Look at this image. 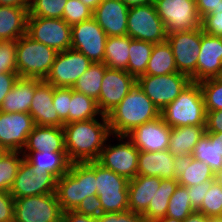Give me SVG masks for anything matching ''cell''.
Wrapping results in <instances>:
<instances>
[{"label": "cell", "mask_w": 222, "mask_h": 222, "mask_svg": "<svg viewBox=\"0 0 222 222\" xmlns=\"http://www.w3.org/2000/svg\"><path fill=\"white\" fill-rule=\"evenodd\" d=\"M178 72L168 41L154 44L144 75L163 76Z\"/></svg>", "instance_id": "obj_32"}, {"label": "cell", "mask_w": 222, "mask_h": 222, "mask_svg": "<svg viewBox=\"0 0 222 222\" xmlns=\"http://www.w3.org/2000/svg\"><path fill=\"white\" fill-rule=\"evenodd\" d=\"M22 155L32 171L51 173L57 179L66 174L72 164L66 152L22 151Z\"/></svg>", "instance_id": "obj_25"}, {"label": "cell", "mask_w": 222, "mask_h": 222, "mask_svg": "<svg viewBox=\"0 0 222 222\" xmlns=\"http://www.w3.org/2000/svg\"><path fill=\"white\" fill-rule=\"evenodd\" d=\"M24 160L22 152L6 151L0 159V190L9 192L14 179L17 175L18 168Z\"/></svg>", "instance_id": "obj_38"}, {"label": "cell", "mask_w": 222, "mask_h": 222, "mask_svg": "<svg viewBox=\"0 0 222 222\" xmlns=\"http://www.w3.org/2000/svg\"><path fill=\"white\" fill-rule=\"evenodd\" d=\"M160 115L171 128L205 126L206 110L199 82L192 81Z\"/></svg>", "instance_id": "obj_3"}, {"label": "cell", "mask_w": 222, "mask_h": 222, "mask_svg": "<svg viewBox=\"0 0 222 222\" xmlns=\"http://www.w3.org/2000/svg\"><path fill=\"white\" fill-rule=\"evenodd\" d=\"M5 152H6V150L3 149L2 147H0V159Z\"/></svg>", "instance_id": "obj_64"}, {"label": "cell", "mask_w": 222, "mask_h": 222, "mask_svg": "<svg viewBox=\"0 0 222 222\" xmlns=\"http://www.w3.org/2000/svg\"><path fill=\"white\" fill-rule=\"evenodd\" d=\"M55 193L62 212L78 207L82 201L81 162L72 163L69 171L57 179Z\"/></svg>", "instance_id": "obj_23"}, {"label": "cell", "mask_w": 222, "mask_h": 222, "mask_svg": "<svg viewBox=\"0 0 222 222\" xmlns=\"http://www.w3.org/2000/svg\"><path fill=\"white\" fill-rule=\"evenodd\" d=\"M19 78L18 73L4 72L0 74V107L5 96L13 88L16 80Z\"/></svg>", "instance_id": "obj_54"}, {"label": "cell", "mask_w": 222, "mask_h": 222, "mask_svg": "<svg viewBox=\"0 0 222 222\" xmlns=\"http://www.w3.org/2000/svg\"><path fill=\"white\" fill-rule=\"evenodd\" d=\"M101 116L97 102L71 88V103L69 106V123L75 121H85Z\"/></svg>", "instance_id": "obj_36"}, {"label": "cell", "mask_w": 222, "mask_h": 222, "mask_svg": "<svg viewBox=\"0 0 222 222\" xmlns=\"http://www.w3.org/2000/svg\"><path fill=\"white\" fill-rule=\"evenodd\" d=\"M197 61V82L215 78L222 68V37L205 34L201 27V48Z\"/></svg>", "instance_id": "obj_22"}, {"label": "cell", "mask_w": 222, "mask_h": 222, "mask_svg": "<svg viewBox=\"0 0 222 222\" xmlns=\"http://www.w3.org/2000/svg\"><path fill=\"white\" fill-rule=\"evenodd\" d=\"M62 218L65 222H100L98 217L86 216L75 210L62 212Z\"/></svg>", "instance_id": "obj_55"}, {"label": "cell", "mask_w": 222, "mask_h": 222, "mask_svg": "<svg viewBox=\"0 0 222 222\" xmlns=\"http://www.w3.org/2000/svg\"><path fill=\"white\" fill-rule=\"evenodd\" d=\"M67 0H31L28 17L62 19Z\"/></svg>", "instance_id": "obj_41"}, {"label": "cell", "mask_w": 222, "mask_h": 222, "mask_svg": "<svg viewBox=\"0 0 222 222\" xmlns=\"http://www.w3.org/2000/svg\"><path fill=\"white\" fill-rule=\"evenodd\" d=\"M179 163L180 160L169 150L139 151L137 175L156 176L161 179L177 178Z\"/></svg>", "instance_id": "obj_21"}, {"label": "cell", "mask_w": 222, "mask_h": 222, "mask_svg": "<svg viewBox=\"0 0 222 222\" xmlns=\"http://www.w3.org/2000/svg\"><path fill=\"white\" fill-rule=\"evenodd\" d=\"M178 72L197 82V61L201 48V28L167 35Z\"/></svg>", "instance_id": "obj_9"}, {"label": "cell", "mask_w": 222, "mask_h": 222, "mask_svg": "<svg viewBox=\"0 0 222 222\" xmlns=\"http://www.w3.org/2000/svg\"><path fill=\"white\" fill-rule=\"evenodd\" d=\"M71 88L54 87L53 105L64 124L69 123Z\"/></svg>", "instance_id": "obj_46"}, {"label": "cell", "mask_w": 222, "mask_h": 222, "mask_svg": "<svg viewBox=\"0 0 222 222\" xmlns=\"http://www.w3.org/2000/svg\"><path fill=\"white\" fill-rule=\"evenodd\" d=\"M57 178L51 173L32 171L23 160L9 191L12 197L23 198L56 192Z\"/></svg>", "instance_id": "obj_17"}, {"label": "cell", "mask_w": 222, "mask_h": 222, "mask_svg": "<svg viewBox=\"0 0 222 222\" xmlns=\"http://www.w3.org/2000/svg\"><path fill=\"white\" fill-rule=\"evenodd\" d=\"M26 34L57 52L71 48V26L63 19L28 17Z\"/></svg>", "instance_id": "obj_12"}, {"label": "cell", "mask_w": 222, "mask_h": 222, "mask_svg": "<svg viewBox=\"0 0 222 222\" xmlns=\"http://www.w3.org/2000/svg\"><path fill=\"white\" fill-rule=\"evenodd\" d=\"M154 44L142 40L132 39L129 46V61L127 72L136 79L144 75Z\"/></svg>", "instance_id": "obj_37"}, {"label": "cell", "mask_w": 222, "mask_h": 222, "mask_svg": "<svg viewBox=\"0 0 222 222\" xmlns=\"http://www.w3.org/2000/svg\"><path fill=\"white\" fill-rule=\"evenodd\" d=\"M86 6L94 10L103 0H81Z\"/></svg>", "instance_id": "obj_59"}, {"label": "cell", "mask_w": 222, "mask_h": 222, "mask_svg": "<svg viewBox=\"0 0 222 222\" xmlns=\"http://www.w3.org/2000/svg\"><path fill=\"white\" fill-rule=\"evenodd\" d=\"M14 221V198L9 192L0 190V222Z\"/></svg>", "instance_id": "obj_51"}, {"label": "cell", "mask_w": 222, "mask_h": 222, "mask_svg": "<svg viewBox=\"0 0 222 222\" xmlns=\"http://www.w3.org/2000/svg\"><path fill=\"white\" fill-rule=\"evenodd\" d=\"M57 51L33 40L27 34L16 41V65L19 77L45 80Z\"/></svg>", "instance_id": "obj_4"}, {"label": "cell", "mask_w": 222, "mask_h": 222, "mask_svg": "<svg viewBox=\"0 0 222 222\" xmlns=\"http://www.w3.org/2000/svg\"><path fill=\"white\" fill-rule=\"evenodd\" d=\"M202 90L205 110H222V82L209 78L199 82Z\"/></svg>", "instance_id": "obj_42"}, {"label": "cell", "mask_w": 222, "mask_h": 222, "mask_svg": "<svg viewBox=\"0 0 222 222\" xmlns=\"http://www.w3.org/2000/svg\"><path fill=\"white\" fill-rule=\"evenodd\" d=\"M100 117L101 121L94 118L64 124L65 149L72 163L99 159L106 141L112 135L107 117L105 115Z\"/></svg>", "instance_id": "obj_1"}, {"label": "cell", "mask_w": 222, "mask_h": 222, "mask_svg": "<svg viewBox=\"0 0 222 222\" xmlns=\"http://www.w3.org/2000/svg\"><path fill=\"white\" fill-rule=\"evenodd\" d=\"M218 81L222 82V68L220 69L218 75L215 77Z\"/></svg>", "instance_id": "obj_63"}, {"label": "cell", "mask_w": 222, "mask_h": 222, "mask_svg": "<svg viewBox=\"0 0 222 222\" xmlns=\"http://www.w3.org/2000/svg\"><path fill=\"white\" fill-rule=\"evenodd\" d=\"M82 200L87 196L97 195L96 161L81 162Z\"/></svg>", "instance_id": "obj_45"}, {"label": "cell", "mask_w": 222, "mask_h": 222, "mask_svg": "<svg viewBox=\"0 0 222 222\" xmlns=\"http://www.w3.org/2000/svg\"><path fill=\"white\" fill-rule=\"evenodd\" d=\"M194 212L188 196V188L186 186L178 185L169 199L166 216L184 221L186 217Z\"/></svg>", "instance_id": "obj_39"}, {"label": "cell", "mask_w": 222, "mask_h": 222, "mask_svg": "<svg viewBox=\"0 0 222 222\" xmlns=\"http://www.w3.org/2000/svg\"><path fill=\"white\" fill-rule=\"evenodd\" d=\"M194 159L206 163L218 177L222 174V149L215 133L205 132L198 140L191 155Z\"/></svg>", "instance_id": "obj_30"}, {"label": "cell", "mask_w": 222, "mask_h": 222, "mask_svg": "<svg viewBox=\"0 0 222 222\" xmlns=\"http://www.w3.org/2000/svg\"><path fill=\"white\" fill-rule=\"evenodd\" d=\"M115 138H117L119 144H107L106 141L97 161L105 168L131 180L137 175L139 150L126 136L119 135Z\"/></svg>", "instance_id": "obj_13"}, {"label": "cell", "mask_w": 222, "mask_h": 222, "mask_svg": "<svg viewBox=\"0 0 222 222\" xmlns=\"http://www.w3.org/2000/svg\"><path fill=\"white\" fill-rule=\"evenodd\" d=\"M137 79L127 71L107 68L105 70L99 99L96 101L102 115L113 110L136 85Z\"/></svg>", "instance_id": "obj_15"}, {"label": "cell", "mask_w": 222, "mask_h": 222, "mask_svg": "<svg viewBox=\"0 0 222 222\" xmlns=\"http://www.w3.org/2000/svg\"><path fill=\"white\" fill-rule=\"evenodd\" d=\"M98 218L100 222H147L143 214L130 210L122 213H102Z\"/></svg>", "instance_id": "obj_49"}, {"label": "cell", "mask_w": 222, "mask_h": 222, "mask_svg": "<svg viewBox=\"0 0 222 222\" xmlns=\"http://www.w3.org/2000/svg\"><path fill=\"white\" fill-rule=\"evenodd\" d=\"M31 0H0V5L29 8Z\"/></svg>", "instance_id": "obj_56"}, {"label": "cell", "mask_w": 222, "mask_h": 222, "mask_svg": "<svg viewBox=\"0 0 222 222\" xmlns=\"http://www.w3.org/2000/svg\"><path fill=\"white\" fill-rule=\"evenodd\" d=\"M124 4H126L129 8L133 6L152 4L155 0H121Z\"/></svg>", "instance_id": "obj_58"}, {"label": "cell", "mask_w": 222, "mask_h": 222, "mask_svg": "<svg viewBox=\"0 0 222 222\" xmlns=\"http://www.w3.org/2000/svg\"><path fill=\"white\" fill-rule=\"evenodd\" d=\"M128 184V179L105 168L96 160V188L103 213L129 210Z\"/></svg>", "instance_id": "obj_5"}, {"label": "cell", "mask_w": 222, "mask_h": 222, "mask_svg": "<svg viewBox=\"0 0 222 222\" xmlns=\"http://www.w3.org/2000/svg\"><path fill=\"white\" fill-rule=\"evenodd\" d=\"M205 126H182L171 128L169 151L178 159L190 157L198 140L205 134Z\"/></svg>", "instance_id": "obj_29"}, {"label": "cell", "mask_w": 222, "mask_h": 222, "mask_svg": "<svg viewBox=\"0 0 222 222\" xmlns=\"http://www.w3.org/2000/svg\"><path fill=\"white\" fill-rule=\"evenodd\" d=\"M34 126L29 113L0 111V147L6 151L22 152Z\"/></svg>", "instance_id": "obj_16"}, {"label": "cell", "mask_w": 222, "mask_h": 222, "mask_svg": "<svg viewBox=\"0 0 222 222\" xmlns=\"http://www.w3.org/2000/svg\"><path fill=\"white\" fill-rule=\"evenodd\" d=\"M57 222H65L64 220H63V218H61L59 221H57Z\"/></svg>", "instance_id": "obj_65"}, {"label": "cell", "mask_w": 222, "mask_h": 222, "mask_svg": "<svg viewBox=\"0 0 222 222\" xmlns=\"http://www.w3.org/2000/svg\"><path fill=\"white\" fill-rule=\"evenodd\" d=\"M22 151L66 152L63 127L35 125Z\"/></svg>", "instance_id": "obj_26"}, {"label": "cell", "mask_w": 222, "mask_h": 222, "mask_svg": "<svg viewBox=\"0 0 222 222\" xmlns=\"http://www.w3.org/2000/svg\"><path fill=\"white\" fill-rule=\"evenodd\" d=\"M92 64L83 53L74 49L58 52L44 81L54 87L72 88Z\"/></svg>", "instance_id": "obj_14"}, {"label": "cell", "mask_w": 222, "mask_h": 222, "mask_svg": "<svg viewBox=\"0 0 222 222\" xmlns=\"http://www.w3.org/2000/svg\"><path fill=\"white\" fill-rule=\"evenodd\" d=\"M17 73L16 41L0 40V74Z\"/></svg>", "instance_id": "obj_44"}, {"label": "cell", "mask_w": 222, "mask_h": 222, "mask_svg": "<svg viewBox=\"0 0 222 222\" xmlns=\"http://www.w3.org/2000/svg\"><path fill=\"white\" fill-rule=\"evenodd\" d=\"M161 178L156 176L136 175L129 180V210L144 214L156 191L160 187Z\"/></svg>", "instance_id": "obj_24"}, {"label": "cell", "mask_w": 222, "mask_h": 222, "mask_svg": "<svg viewBox=\"0 0 222 222\" xmlns=\"http://www.w3.org/2000/svg\"><path fill=\"white\" fill-rule=\"evenodd\" d=\"M75 211L86 216L99 217L103 213V206L98 195H91L84 198Z\"/></svg>", "instance_id": "obj_48"}, {"label": "cell", "mask_w": 222, "mask_h": 222, "mask_svg": "<svg viewBox=\"0 0 222 222\" xmlns=\"http://www.w3.org/2000/svg\"><path fill=\"white\" fill-rule=\"evenodd\" d=\"M107 68L104 63H93L84 74L78 78L72 89L97 101L101 91L103 76Z\"/></svg>", "instance_id": "obj_35"}, {"label": "cell", "mask_w": 222, "mask_h": 222, "mask_svg": "<svg viewBox=\"0 0 222 222\" xmlns=\"http://www.w3.org/2000/svg\"><path fill=\"white\" fill-rule=\"evenodd\" d=\"M201 27L205 34L222 37V11H213L201 20Z\"/></svg>", "instance_id": "obj_47"}, {"label": "cell", "mask_w": 222, "mask_h": 222, "mask_svg": "<svg viewBox=\"0 0 222 222\" xmlns=\"http://www.w3.org/2000/svg\"><path fill=\"white\" fill-rule=\"evenodd\" d=\"M178 185L177 178L161 179L160 187L156 191L154 198L151 199L146 212L143 214L147 222L166 216L169 199Z\"/></svg>", "instance_id": "obj_34"}, {"label": "cell", "mask_w": 222, "mask_h": 222, "mask_svg": "<svg viewBox=\"0 0 222 222\" xmlns=\"http://www.w3.org/2000/svg\"><path fill=\"white\" fill-rule=\"evenodd\" d=\"M61 218L56 193L14 199L13 222H57Z\"/></svg>", "instance_id": "obj_10"}, {"label": "cell", "mask_w": 222, "mask_h": 222, "mask_svg": "<svg viewBox=\"0 0 222 222\" xmlns=\"http://www.w3.org/2000/svg\"><path fill=\"white\" fill-rule=\"evenodd\" d=\"M209 222H222V217L209 218Z\"/></svg>", "instance_id": "obj_62"}, {"label": "cell", "mask_w": 222, "mask_h": 222, "mask_svg": "<svg viewBox=\"0 0 222 222\" xmlns=\"http://www.w3.org/2000/svg\"><path fill=\"white\" fill-rule=\"evenodd\" d=\"M71 49L83 53L92 63H103L108 36L92 17L71 26Z\"/></svg>", "instance_id": "obj_11"}, {"label": "cell", "mask_w": 222, "mask_h": 222, "mask_svg": "<svg viewBox=\"0 0 222 222\" xmlns=\"http://www.w3.org/2000/svg\"><path fill=\"white\" fill-rule=\"evenodd\" d=\"M182 222H209V218L202 213L195 211L194 213L186 217Z\"/></svg>", "instance_id": "obj_57"}, {"label": "cell", "mask_w": 222, "mask_h": 222, "mask_svg": "<svg viewBox=\"0 0 222 222\" xmlns=\"http://www.w3.org/2000/svg\"><path fill=\"white\" fill-rule=\"evenodd\" d=\"M215 179L205 181L204 183L197 184L188 188V196L190 198V203L194 211H198L201 208L204 195L210 188L211 184Z\"/></svg>", "instance_id": "obj_50"}, {"label": "cell", "mask_w": 222, "mask_h": 222, "mask_svg": "<svg viewBox=\"0 0 222 222\" xmlns=\"http://www.w3.org/2000/svg\"><path fill=\"white\" fill-rule=\"evenodd\" d=\"M154 5L167 35L201 28L195 0H155Z\"/></svg>", "instance_id": "obj_7"}, {"label": "cell", "mask_w": 222, "mask_h": 222, "mask_svg": "<svg viewBox=\"0 0 222 222\" xmlns=\"http://www.w3.org/2000/svg\"><path fill=\"white\" fill-rule=\"evenodd\" d=\"M54 86L44 80L35 79V93L29 109L35 125L63 127L53 105Z\"/></svg>", "instance_id": "obj_19"}, {"label": "cell", "mask_w": 222, "mask_h": 222, "mask_svg": "<svg viewBox=\"0 0 222 222\" xmlns=\"http://www.w3.org/2000/svg\"><path fill=\"white\" fill-rule=\"evenodd\" d=\"M218 136V144L222 149V132L220 133H215Z\"/></svg>", "instance_id": "obj_61"}, {"label": "cell", "mask_w": 222, "mask_h": 222, "mask_svg": "<svg viewBox=\"0 0 222 222\" xmlns=\"http://www.w3.org/2000/svg\"><path fill=\"white\" fill-rule=\"evenodd\" d=\"M129 7L121 0H103L94 10L93 18L109 36L127 35Z\"/></svg>", "instance_id": "obj_20"}, {"label": "cell", "mask_w": 222, "mask_h": 222, "mask_svg": "<svg viewBox=\"0 0 222 222\" xmlns=\"http://www.w3.org/2000/svg\"><path fill=\"white\" fill-rule=\"evenodd\" d=\"M29 8L0 5V40H15L27 32Z\"/></svg>", "instance_id": "obj_28"}, {"label": "cell", "mask_w": 222, "mask_h": 222, "mask_svg": "<svg viewBox=\"0 0 222 222\" xmlns=\"http://www.w3.org/2000/svg\"><path fill=\"white\" fill-rule=\"evenodd\" d=\"M151 222H182V221L177 220V219L172 218V217L164 216L163 218H159V219L153 220Z\"/></svg>", "instance_id": "obj_60"}, {"label": "cell", "mask_w": 222, "mask_h": 222, "mask_svg": "<svg viewBox=\"0 0 222 222\" xmlns=\"http://www.w3.org/2000/svg\"><path fill=\"white\" fill-rule=\"evenodd\" d=\"M191 82V78L181 72L163 76L141 75L137 78V85L160 112L174 101Z\"/></svg>", "instance_id": "obj_6"}, {"label": "cell", "mask_w": 222, "mask_h": 222, "mask_svg": "<svg viewBox=\"0 0 222 222\" xmlns=\"http://www.w3.org/2000/svg\"><path fill=\"white\" fill-rule=\"evenodd\" d=\"M131 40L132 38L129 35L109 36L106 41L103 63L108 68L126 71Z\"/></svg>", "instance_id": "obj_33"}, {"label": "cell", "mask_w": 222, "mask_h": 222, "mask_svg": "<svg viewBox=\"0 0 222 222\" xmlns=\"http://www.w3.org/2000/svg\"><path fill=\"white\" fill-rule=\"evenodd\" d=\"M35 93V78L19 77L5 96L0 111L4 113H29Z\"/></svg>", "instance_id": "obj_27"}, {"label": "cell", "mask_w": 222, "mask_h": 222, "mask_svg": "<svg viewBox=\"0 0 222 222\" xmlns=\"http://www.w3.org/2000/svg\"><path fill=\"white\" fill-rule=\"evenodd\" d=\"M127 35L132 39L153 44L166 41L163 21L158 16L154 3L130 7L127 18Z\"/></svg>", "instance_id": "obj_8"}, {"label": "cell", "mask_w": 222, "mask_h": 222, "mask_svg": "<svg viewBox=\"0 0 222 222\" xmlns=\"http://www.w3.org/2000/svg\"><path fill=\"white\" fill-rule=\"evenodd\" d=\"M206 132H222V110L206 111Z\"/></svg>", "instance_id": "obj_53"}, {"label": "cell", "mask_w": 222, "mask_h": 222, "mask_svg": "<svg viewBox=\"0 0 222 222\" xmlns=\"http://www.w3.org/2000/svg\"><path fill=\"white\" fill-rule=\"evenodd\" d=\"M171 127H169L161 115L132 130L126 137L139 150L144 152H156L169 150Z\"/></svg>", "instance_id": "obj_18"}, {"label": "cell", "mask_w": 222, "mask_h": 222, "mask_svg": "<svg viewBox=\"0 0 222 222\" xmlns=\"http://www.w3.org/2000/svg\"><path fill=\"white\" fill-rule=\"evenodd\" d=\"M201 208L197 211L208 218L222 217V178L217 177L204 195Z\"/></svg>", "instance_id": "obj_40"}, {"label": "cell", "mask_w": 222, "mask_h": 222, "mask_svg": "<svg viewBox=\"0 0 222 222\" xmlns=\"http://www.w3.org/2000/svg\"><path fill=\"white\" fill-rule=\"evenodd\" d=\"M217 177L211 168L202 161L191 156L185 160H180L177 174L179 185L191 187Z\"/></svg>", "instance_id": "obj_31"}, {"label": "cell", "mask_w": 222, "mask_h": 222, "mask_svg": "<svg viewBox=\"0 0 222 222\" xmlns=\"http://www.w3.org/2000/svg\"><path fill=\"white\" fill-rule=\"evenodd\" d=\"M160 116V111L136 85L107 115L112 136H126L132 130Z\"/></svg>", "instance_id": "obj_2"}, {"label": "cell", "mask_w": 222, "mask_h": 222, "mask_svg": "<svg viewBox=\"0 0 222 222\" xmlns=\"http://www.w3.org/2000/svg\"><path fill=\"white\" fill-rule=\"evenodd\" d=\"M93 17V10L81 0H67L63 20L70 26L88 20Z\"/></svg>", "instance_id": "obj_43"}, {"label": "cell", "mask_w": 222, "mask_h": 222, "mask_svg": "<svg viewBox=\"0 0 222 222\" xmlns=\"http://www.w3.org/2000/svg\"><path fill=\"white\" fill-rule=\"evenodd\" d=\"M195 2L201 20L213 11H222V0H195Z\"/></svg>", "instance_id": "obj_52"}]
</instances>
